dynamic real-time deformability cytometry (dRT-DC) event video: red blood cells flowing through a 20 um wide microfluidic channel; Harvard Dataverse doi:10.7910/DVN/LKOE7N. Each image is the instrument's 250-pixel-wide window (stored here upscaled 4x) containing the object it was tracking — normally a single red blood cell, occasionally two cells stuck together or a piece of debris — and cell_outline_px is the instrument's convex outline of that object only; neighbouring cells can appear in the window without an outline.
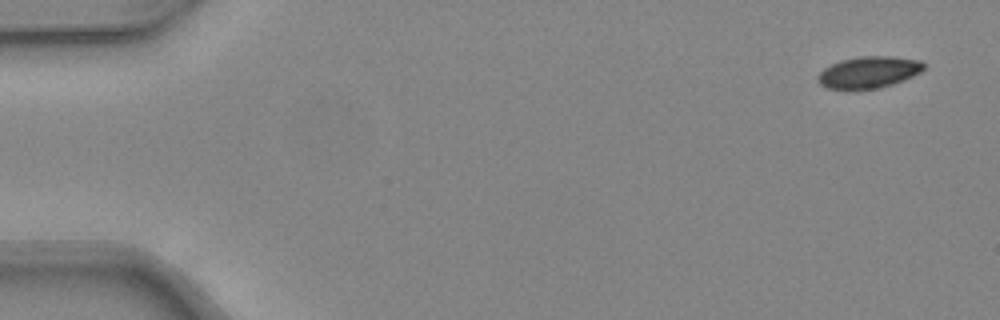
{"species": "common noctule bat (a hibernating species)", "species_latin": "Nyctalus noctula", "temperature_condition": "warm", "stored_images_in_passage": 47, "camera_frame_rate_fps": 3000, "um_per_image_px": 0.085, "animal": {"sex": "female", "body_mass_g": 24.6, "forearm_length_mm": 56.2}, "frame": {"image": 1, "passage_image": 1, "time_ms": 0.0, "image_size_px": [1000, 320], "cell_outline_px": [[924, 68], [920, 72], [912, 76], [892, 84], [876, 88], [828, 88], [820, 84], [816, 76], [824, 68], [840, 60], [860, 56], [892, 56], [920, 60], [924, 64]], "centroid_in_image_um": [73.84, 6.11], "position_along_channel_um": 11.2, "area_um2": 19.19}}
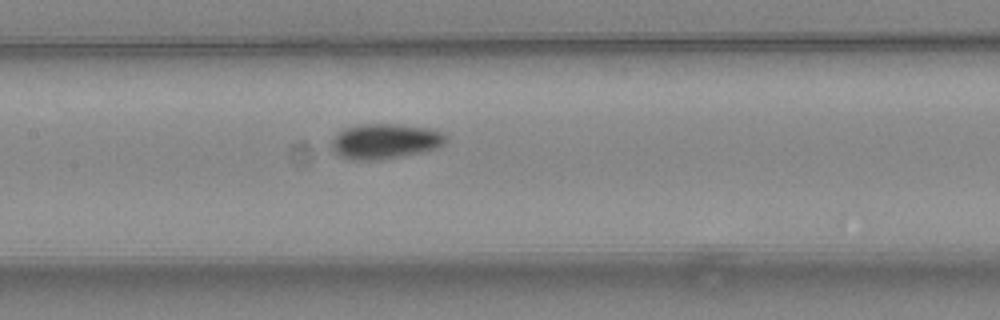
{"frame": {"image": 2, "passage_image": 22, "time_ms": 7.0, "image_size_px": [1000, 320], "cell_outline_px": [[444, 140], [440, 144], [432, 148], [416, 152], [396, 156], [372, 160], [352, 160], [340, 156], [332, 148], [332, 140], [340, 132], [348, 128], [364, 124], [400, 124], [428, 128], [440, 132], [444, 136]], "centroid_in_image_um": [32.65, 11.99], "position_along_channel_um": 174.7, "area_um2": 22.31}}
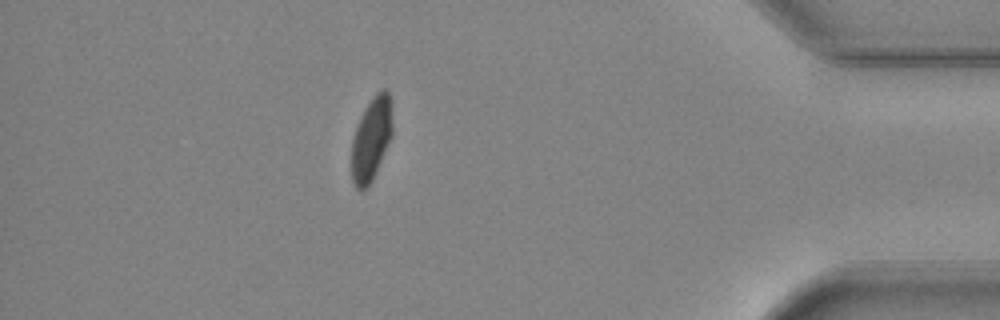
{"frame": {"image": 3, "passage_image": 41, "time_ms": 13.333, "image_size_px": [1000, 320], "cell_outline_px": [[392, 136], [376, 172], [372, 180], [364, 188], [356, 188], [352, 180], [352, 140], [360, 116], [364, 108], [376, 92], [384, 88], [388, 92], [392, 104]], "centroid_in_image_um": [31.58, 11.75], "position_along_channel_um": 403.6, "area_um2": 19.77}, "authors_computed_cell_mechanics": {"area_um2": 20.7502, "velocity_mm_per_s": 4.3286, "shape_relaxation_time_tau1_ms": 5.6686, "shape_relaxation_time_tau2_ms": 1.3892, "deformation_change_tau1": 0.1418, "deformation_change_tau2": 0.0475}}